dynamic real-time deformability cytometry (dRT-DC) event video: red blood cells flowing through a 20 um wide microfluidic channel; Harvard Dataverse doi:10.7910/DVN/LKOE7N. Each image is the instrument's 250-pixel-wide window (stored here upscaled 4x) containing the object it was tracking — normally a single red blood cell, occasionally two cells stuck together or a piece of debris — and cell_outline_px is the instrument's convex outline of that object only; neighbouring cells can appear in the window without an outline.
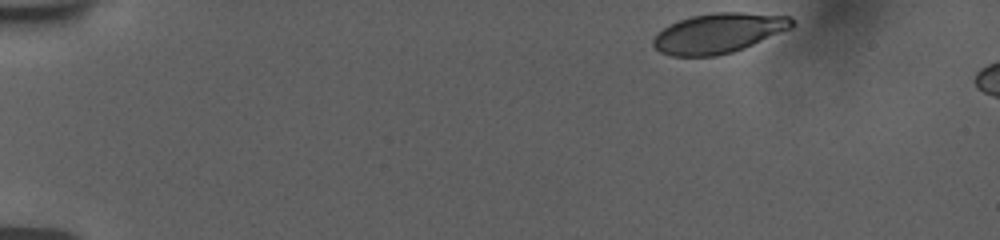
{"species": "human", "species_latin": "Homo sapiens", "temperature_condition": "room temperature", "stored_images_in_passage": 6, "camera_frame_rate_fps": 3000, "um_per_image_px": 0.085, "donor": {"sex": "female"}, "frame": {"image": 1, "passage_image": 1, "time_ms": 0.0, "image_size_px": [1000, 240], "cell_outline_px": [[792, 28], [744, 48], [732, 52], [716, 56], [672, 56], [660, 52], [652, 44], [652, 40], [668, 24], [692, 16], [712, 12], [744, 12], [792, 16]], "centroid_in_image_um": [61.09, 2.81], "position_along_channel_um": 23.9, "area_um2": 32.19}}